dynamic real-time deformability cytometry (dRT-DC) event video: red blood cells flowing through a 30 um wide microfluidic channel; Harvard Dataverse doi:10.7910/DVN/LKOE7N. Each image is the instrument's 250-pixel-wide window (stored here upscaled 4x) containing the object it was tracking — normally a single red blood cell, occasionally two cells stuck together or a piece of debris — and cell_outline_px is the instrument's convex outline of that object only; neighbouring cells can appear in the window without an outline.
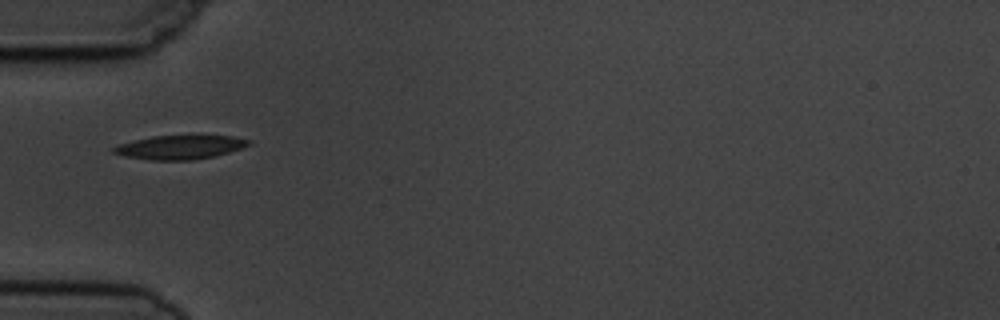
{"species": "common noctule bat (a hibernating species)", "species_latin": "Nyctalus noctula", "temperature_condition": "cold", "stored_images_in_passage": 3, "camera_frame_rate_fps": 3000, "um_per_image_px": 0.085, "animal": {"sex": "male", "body_mass_g": 19.5, "forearm_length_mm": 54.6}, "frame": {"image": 1, "passage_image": 1, "time_ms": 0.0, "image_size_px": [1000, 320], "cell_outline_px": [[252, 144], [228, 152], [212, 156], [192, 160], [152, 160], [124, 156], [112, 152], [112, 148], [120, 144], [152, 136], [232, 136], [252, 140]], "centroid_in_image_um": [15.3, 12.51], "position_along_channel_um": 69.7, "area_um2": 18.5}}
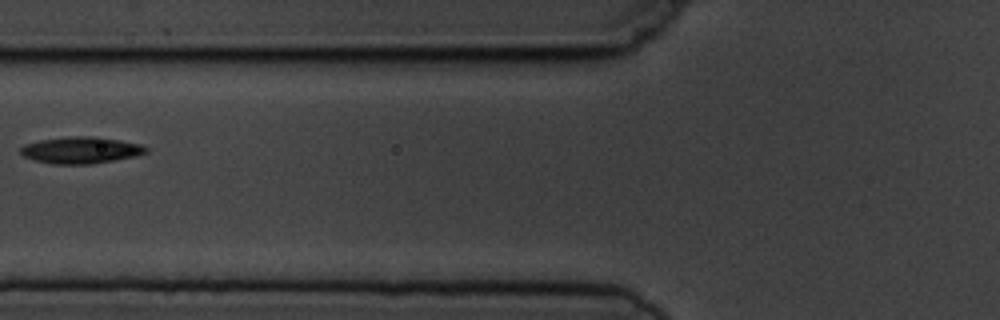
{"frame": {"image": 2, "passage_image": 2, "time_ms": 1.333, "image_size_px": [1000, 320], "cell_outline_px": [[148, 152], [136, 156], [116, 160], [92, 164], [52, 164], [32, 160], [24, 156], [20, 152], [20, 148], [24, 144], [40, 140], [68, 136], [96, 136], [120, 140], [140, 144], [148, 148]], "centroid_in_image_um": [6.87, 12.76], "position_along_channel_um": 118.9, "area_um2": 19.71}}
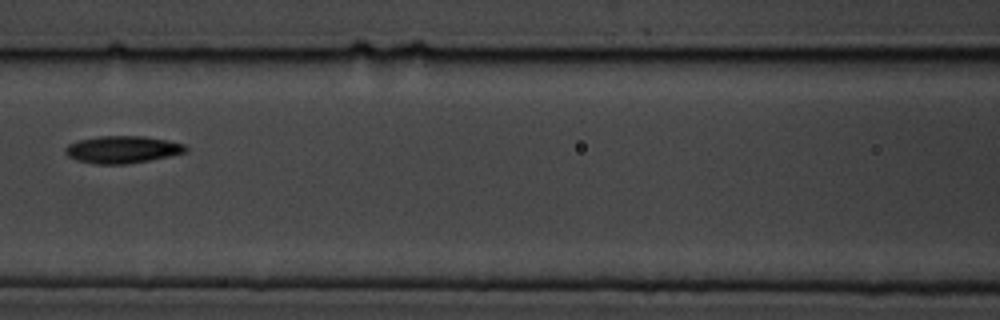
{"frame": {"image": 3, "passage_image": 3, "time_ms": 2.333, "image_size_px": [1000, 320], "cell_outline_px": [[188, 152], [148, 160], [124, 164], [96, 164], [76, 160], [68, 156], [64, 152], [64, 148], [68, 144], [80, 140], [100, 136], [144, 136], [184, 144], [188, 148]], "centroid_in_image_um": [10.38, 12.71], "position_along_channel_um": 156.2, "area_um2": 18.96}}